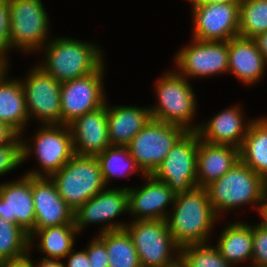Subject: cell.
I'll use <instances>...</instances> for the list:
<instances>
[{
    "label": "cell",
    "mask_w": 267,
    "mask_h": 267,
    "mask_svg": "<svg viewBox=\"0 0 267 267\" xmlns=\"http://www.w3.org/2000/svg\"><path fill=\"white\" fill-rule=\"evenodd\" d=\"M171 209L166 221L180 248L209 242L208 237L218 216L210 203L206 188L197 186L176 194Z\"/></svg>",
    "instance_id": "cell-1"
},
{
    "label": "cell",
    "mask_w": 267,
    "mask_h": 267,
    "mask_svg": "<svg viewBox=\"0 0 267 267\" xmlns=\"http://www.w3.org/2000/svg\"><path fill=\"white\" fill-rule=\"evenodd\" d=\"M42 49L45 60L37 66L60 83L93 73L104 64L103 52L90 42L56 37Z\"/></svg>",
    "instance_id": "cell-2"
},
{
    "label": "cell",
    "mask_w": 267,
    "mask_h": 267,
    "mask_svg": "<svg viewBox=\"0 0 267 267\" xmlns=\"http://www.w3.org/2000/svg\"><path fill=\"white\" fill-rule=\"evenodd\" d=\"M206 189L210 203L218 217L223 216L227 210H233L242 205H255L259 210L258 213L262 211L265 193L264 179L241 160Z\"/></svg>",
    "instance_id": "cell-3"
},
{
    "label": "cell",
    "mask_w": 267,
    "mask_h": 267,
    "mask_svg": "<svg viewBox=\"0 0 267 267\" xmlns=\"http://www.w3.org/2000/svg\"><path fill=\"white\" fill-rule=\"evenodd\" d=\"M155 87L158 104L149 108L151 117L181 126L186 131H197L199 125L192 124L198 106L197 99L188 79L175 70H169L159 77Z\"/></svg>",
    "instance_id": "cell-4"
},
{
    "label": "cell",
    "mask_w": 267,
    "mask_h": 267,
    "mask_svg": "<svg viewBox=\"0 0 267 267\" xmlns=\"http://www.w3.org/2000/svg\"><path fill=\"white\" fill-rule=\"evenodd\" d=\"M50 178L73 211L107 187L96 156L74 154Z\"/></svg>",
    "instance_id": "cell-5"
},
{
    "label": "cell",
    "mask_w": 267,
    "mask_h": 267,
    "mask_svg": "<svg viewBox=\"0 0 267 267\" xmlns=\"http://www.w3.org/2000/svg\"><path fill=\"white\" fill-rule=\"evenodd\" d=\"M32 143L34 148L22 140L23 162L30 153H35L40 170L26 173L32 177H50L59 171L74 155L71 131L68 125L46 124L35 132ZM32 147V148H31ZM35 151V152H32Z\"/></svg>",
    "instance_id": "cell-6"
},
{
    "label": "cell",
    "mask_w": 267,
    "mask_h": 267,
    "mask_svg": "<svg viewBox=\"0 0 267 267\" xmlns=\"http://www.w3.org/2000/svg\"><path fill=\"white\" fill-rule=\"evenodd\" d=\"M9 15L10 47L26 53L41 51L50 34L49 17L42 1L9 0Z\"/></svg>",
    "instance_id": "cell-7"
},
{
    "label": "cell",
    "mask_w": 267,
    "mask_h": 267,
    "mask_svg": "<svg viewBox=\"0 0 267 267\" xmlns=\"http://www.w3.org/2000/svg\"><path fill=\"white\" fill-rule=\"evenodd\" d=\"M186 132L181 126L151 118L127 148L140 170L151 175Z\"/></svg>",
    "instance_id": "cell-8"
},
{
    "label": "cell",
    "mask_w": 267,
    "mask_h": 267,
    "mask_svg": "<svg viewBox=\"0 0 267 267\" xmlns=\"http://www.w3.org/2000/svg\"><path fill=\"white\" fill-rule=\"evenodd\" d=\"M199 140L196 131H187L151 175L164 182L175 194L197 187Z\"/></svg>",
    "instance_id": "cell-9"
},
{
    "label": "cell",
    "mask_w": 267,
    "mask_h": 267,
    "mask_svg": "<svg viewBox=\"0 0 267 267\" xmlns=\"http://www.w3.org/2000/svg\"><path fill=\"white\" fill-rule=\"evenodd\" d=\"M125 229L132 238L142 267H159L180 255V247L166 220H133Z\"/></svg>",
    "instance_id": "cell-10"
},
{
    "label": "cell",
    "mask_w": 267,
    "mask_h": 267,
    "mask_svg": "<svg viewBox=\"0 0 267 267\" xmlns=\"http://www.w3.org/2000/svg\"><path fill=\"white\" fill-rule=\"evenodd\" d=\"M104 65L93 73L61 83L60 124L69 125L106 103L102 80L106 68Z\"/></svg>",
    "instance_id": "cell-11"
},
{
    "label": "cell",
    "mask_w": 267,
    "mask_h": 267,
    "mask_svg": "<svg viewBox=\"0 0 267 267\" xmlns=\"http://www.w3.org/2000/svg\"><path fill=\"white\" fill-rule=\"evenodd\" d=\"M192 41L174 56L179 75L189 79L228 72V41Z\"/></svg>",
    "instance_id": "cell-12"
},
{
    "label": "cell",
    "mask_w": 267,
    "mask_h": 267,
    "mask_svg": "<svg viewBox=\"0 0 267 267\" xmlns=\"http://www.w3.org/2000/svg\"><path fill=\"white\" fill-rule=\"evenodd\" d=\"M24 89L29 118L41 124H60L61 83L39 66L30 69L26 79L20 80Z\"/></svg>",
    "instance_id": "cell-13"
},
{
    "label": "cell",
    "mask_w": 267,
    "mask_h": 267,
    "mask_svg": "<svg viewBox=\"0 0 267 267\" xmlns=\"http://www.w3.org/2000/svg\"><path fill=\"white\" fill-rule=\"evenodd\" d=\"M192 11L194 39L229 41L239 36L240 1L200 4Z\"/></svg>",
    "instance_id": "cell-14"
},
{
    "label": "cell",
    "mask_w": 267,
    "mask_h": 267,
    "mask_svg": "<svg viewBox=\"0 0 267 267\" xmlns=\"http://www.w3.org/2000/svg\"><path fill=\"white\" fill-rule=\"evenodd\" d=\"M128 187L103 189L74 211V224L80 234L88 224L106 223L101 231L124 229L126 223L115 222L121 214H128ZM113 220V221H112Z\"/></svg>",
    "instance_id": "cell-15"
},
{
    "label": "cell",
    "mask_w": 267,
    "mask_h": 267,
    "mask_svg": "<svg viewBox=\"0 0 267 267\" xmlns=\"http://www.w3.org/2000/svg\"><path fill=\"white\" fill-rule=\"evenodd\" d=\"M32 197L35 208V227L38 229L74 224L73 209L61 198L55 183L50 177H32Z\"/></svg>",
    "instance_id": "cell-16"
},
{
    "label": "cell",
    "mask_w": 267,
    "mask_h": 267,
    "mask_svg": "<svg viewBox=\"0 0 267 267\" xmlns=\"http://www.w3.org/2000/svg\"><path fill=\"white\" fill-rule=\"evenodd\" d=\"M147 183L141 187L128 188V213L134 220H166L169 213L165 211L173 205L175 193L164 182L152 175L143 176Z\"/></svg>",
    "instance_id": "cell-17"
},
{
    "label": "cell",
    "mask_w": 267,
    "mask_h": 267,
    "mask_svg": "<svg viewBox=\"0 0 267 267\" xmlns=\"http://www.w3.org/2000/svg\"><path fill=\"white\" fill-rule=\"evenodd\" d=\"M0 216L30 233L35 227L32 176L0 184Z\"/></svg>",
    "instance_id": "cell-18"
},
{
    "label": "cell",
    "mask_w": 267,
    "mask_h": 267,
    "mask_svg": "<svg viewBox=\"0 0 267 267\" xmlns=\"http://www.w3.org/2000/svg\"><path fill=\"white\" fill-rule=\"evenodd\" d=\"M68 126L74 154L96 156L111 146L107 127V102L80 116Z\"/></svg>",
    "instance_id": "cell-19"
},
{
    "label": "cell",
    "mask_w": 267,
    "mask_h": 267,
    "mask_svg": "<svg viewBox=\"0 0 267 267\" xmlns=\"http://www.w3.org/2000/svg\"><path fill=\"white\" fill-rule=\"evenodd\" d=\"M244 122L241 107L235 105L216 114L207 124H200L196 132L204 142L240 148L251 123Z\"/></svg>",
    "instance_id": "cell-20"
},
{
    "label": "cell",
    "mask_w": 267,
    "mask_h": 267,
    "mask_svg": "<svg viewBox=\"0 0 267 267\" xmlns=\"http://www.w3.org/2000/svg\"><path fill=\"white\" fill-rule=\"evenodd\" d=\"M228 58V72L242 83L255 84L264 76L266 62L252 38H231L228 41Z\"/></svg>",
    "instance_id": "cell-21"
},
{
    "label": "cell",
    "mask_w": 267,
    "mask_h": 267,
    "mask_svg": "<svg viewBox=\"0 0 267 267\" xmlns=\"http://www.w3.org/2000/svg\"><path fill=\"white\" fill-rule=\"evenodd\" d=\"M239 160V148L211 144L200 139L197 154V186L206 188L228 172Z\"/></svg>",
    "instance_id": "cell-22"
},
{
    "label": "cell",
    "mask_w": 267,
    "mask_h": 267,
    "mask_svg": "<svg viewBox=\"0 0 267 267\" xmlns=\"http://www.w3.org/2000/svg\"><path fill=\"white\" fill-rule=\"evenodd\" d=\"M149 107L108 106L107 127L111 146L127 147L133 137L151 120Z\"/></svg>",
    "instance_id": "cell-23"
},
{
    "label": "cell",
    "mask_w": 267,
    "mask_h": 267,
    "mask_svg": "<svg viewBox=\"0 0 267 267\" xmlns=\"http://www.w3.org/2000/svg\"><path fill=\"white\" fill-rule=\"evenodd\" d=\"M7 77L6 74L0 80V121L22 135L24 127L30 121L24 89L19 78L13 80Z\"/></svg>",
    "instance_id": "cell-24"
},
{
    "label": "cell",
    "mask_w": 267,
    "mask_h": 267,
    "mask_svg": "<svg viewBox=\"0 0 267 267\" xmlns=\"http://www.w3.org/2000/svg\"><path fill=\"white\" fill-rule=\"evenodd\" d=\"M239 156L255 173L267 178V117L251 120Z\"/></svg>",
    "instance_id": "cell-25"
},
{
    "label": "cell",
    "mask_w": 267,
    "mask_h": 267,
    "mask_svg": "<svg viewBox=\"0 0 267 267\" xmlns=\"http://www.w3.org/2000/svg\"><path fill=\"white\" fill-rule=\"evenodd\" d=\"M216 245L222 257L232 265L244 261L252 262L253 236L252 226L243 221L230 223L222 230Z\"/></svg>",
    "instance_id": "cell-26"
},
{
    "label": "cell",
    "mask_w": 267,
    "mask_h": 267,
    "mask_svg": "<svg viewBox=\"0 0 267 267\" xmlns=\"http://www.w3.org/2000/svg\"><path fill=\"white\" fill-rule=\"evenodd\" d=\"M76 234L79 233L75 224H63L38 229L30 237V248L34 247L33 241L38 237L40 238L39 242L37 245H34L37 246L41 253L43 252L46 254L43 258L62 260L66 258L67 254L73 249Z\"/></svg>",
    "instance_id": "cell-27"
},
{
    "label": "cell",
    "mask_w": 267,
    "mask_h": 267,
    "mask_svg": "<svg viewBox=\"0 0 267 267\" xmlns=\"http://www.w3.org/2000/svg\"><path fill=\"white\" fill-rule=\"evenodd\" d=\"M97 237L106 246L108 267H142L132 238L125 228L101 233Z\"/></svg>",
    "instance_id": "cell-28"
},
{
    "label": "cell",
    "mask_w": 267,
    "mask_h": 267,
    "mask_svg": "<svg viewBox=\"0 0 267 267\" xmlns=\"http://www.w3.org/2000/svg\"><path fill=\"white\" fill-rule=\"evenodd\" d=\"M103 180L108 186L111 179L115 177H127L140 171L142 176L145 174L137 166L135 159L131 156L127 147L110 146L102 153L96 155Z\"/></svg>",
    "instance_id": "cell-29"
},
{
    "label": "cell",
    "mask_w": 267,
    "mask_h": 267,
    "mask_svg": "<svg viewBox=\"0 0 267 267\" xmlns=\"http://www.w3.org/2000/svg\"><path fill=\"white\" fill-rule=\"evenodd\" d=\"M30 249L29 233L0 216V262L22 257Z\"/></svg>",
    "instance_id": "cell-30"
},
{
    "label": "cell",
    "mask_w": 267,
    "mask_h": 267,
    "mask_svg": "<svg viewBox=\"0 0 267 267\" xmlns=\"http://www.w3.org/2000/svg\"><path fill=\"white\" fill-rule=\"evenodd\" d=\"M267 32V0H240L239 37L254 39Z\"/></svg>",
    "instance_id": "cell-31"
},
{
    "label": "cell",
    "mask_w": 267,
    "mask_h": 267,
    "mask_svg": "<svg viewBox=\"0 0 267 267\" xmlns=\"http://www.w3.org/2000/svg\"><path fill=\"white\" fill-rule=\"evenodd\" d=\"M180 255L186 267H231L212 244H191L180 248Z\"/></svg>",
    "instance_id": "cell-32"
},
{
    "label": "cell",
    "mask_w": 267,
    "mask_h": 267,
    "mask_svg": "<svg viewBox=\"0 0 267 267\" xmlns=\"http://www.w3.org/2000/svg\"><path fill=\"white\" fill-rule=\"evenodd\" d=\"M23 163L22 137L17 135L10 143L0 146V175H4Z\"/></svg>",
    "instance_id": "cell-33"
},
{
    "label": "cell",
    "mask_w": 267,
    "mask_h": 267,
    "mask_svg": "<svg viewBox=\"0 0 267 267\" xmlns=\"http://www.w3.org/2000/svg\"><path fill=\"white\" fill-rule=\"evenodd\" d=\"M253 254L250 267H267V224L261 220L252 226Z\"/></svg>",
    "instance_id": "cell-34"
},
{
    "label": "cell",
    "mask_w": 267,
    "mask_h": 267,
    "mask_svg": "<svg viewBox=\"0 0 267 267\" xmlns=\"http://www.w3.org/2000/svg\"><path fill=\"white\" fill-rule=\"evenodd\" d=\"M9 0H0V57L7 59L8 50H11L9 40Z\"/></svg>",
    "instance_id": "cell-35"
},
{
    "label": "cell",
    "mask_w": 267,
    "mask_h": 267,
    "mask_svg": "<svg viewBox=\"0 0 267 267\" xmlns=\"http://www.w3.org/2000/svg\"><path fill=\"white\" fill-rule=\"evenodd\" d=\"M91 267H108L109 259L105 244L96 236L85 249Z\"/></svg>",
    "instance_id": "cell-36"
},
{
    "label": "cell",
    "mask_w": 267,
    "mask_h": 267,
    "mask_svg": "<svg viewBox=\"0 0 267 267\" xmlns=\"http://www.w3.org/2000/svg\"><path fill=\"white\" fill-rule=\"evenodd\" d=\"M66 267H91L88 255L86 250H81L75 252V249H72L66 256ZM68 260V261H67Z\"/></svg>",
    "instance_id": "cell-37"
},
{
    "label": "cell",
    "mask_w": 267,
    "mask_h": 267,
    "mask_svg": "<svg viewBox=\"0 0 267 267\" xmlns=\"http://www.w3.org/2000/svg\"><path fill=\"white\" fill-rule=\"evenodd\" d=\"M34 260L30 258V252L22 257L0 262V267H35Z\"/></svg>",
    "instance_id": "cell-38"
},
{
    "label": "cell",
    "mask_w": 267,
    "mask_h": 267,
    "mask_svg": "<svg viewBox=\"0 0 267 267\" xmlns=\"http://www.w3.org/2000/svg\"><path fill=\"white\" fill-rule=\"evenodd\" d=\"M17 135L10 126L0 121V146L10 143Z\"/></svg>",
    "instance_id": "cell-39"
},
{
    "label": "cell",
    "mask_w": 267,
    "mask_h": 267,
    "mask_svg": "<svg viewBox=\"0 0 267 267\" xmlns=\"http://www.w3.org/2000/svg\"><path fill=\"white\" fill-rule=\"evenodd\" d=\"M254 40L256 41V44L258 46V49L264 56L266 65H267V32L261 33L257 35Z\"/></svg>",
    "instance_id": "cell-40"
},
{
    "label": "cell",
    "mask_w": 267,
    "mask_h": 267,
    "mask_svg": "<svg viewBox=\"0 0 267 267\" xmlns=\"http://www.w3.org/2000/svg\"><path fill=\"white\" fill-rule=\"evenodd\" d=\"M42 261L36 264L35 267H66L62 260L59 259H46L42 258Z\"/></svg>",
    "instance_id": "cell-41"
},
{
    "label": "cell",
    "mask_w": 267,
    "mask_h": 267,
    "mask_svg": "<svg viewBox=\"0 0 267 267\" xmlns=\"http://www.w3.org/2000/svg\"><path fill=\"white\" fill-rule=\"evenodd\" d=\"M159 267H186V265L181 255H179L171 262L163 264Z\"/></svg>",
    "instance_id": "cell-42"
},
{
    "label": "cell",
    "mask_w": 267,
    "mask_h": 267,
    "mask_svg": "<svg viewBox=\"0 0 267 267\" xmlns=\"http://www.w3.org/2000/svg\"><path fill=\"white\" fill-rule=\"evenodd\" d=\"M8 60L4 57H0V80L7 74Z\"/></svg>",
    "instance_id": "cell-43"
},
{
    "label": "cell",
    "mask_w": 267,
    "mask_h": 267,
    "mask_svg": "<svg viewBox=\"0 0 267 267\" xmlns=\"http://www.w3.org/2000/svg\"><path fill=\"white\" fill-rule=\"evenodd\" d=\"M260 217H262V221L267 224V194H264L263 206L262 211L260 213Z\"/></svg>",
    "instance_id": "cell-44"
},
{
    "label": "cell",
    "mask_w": 267,
    "mask_h": 267,
    "mask_svg": "<svg viewBox=\"0 0 267 267\" xmlns=\"http://www.w3.org/2000/svg\"><path fill=\"white\" fill-rule=\"evenodd\" d=\"M240 0H200V4H214V3H227Z\"/></svg>",
    "instance_id": "cell-45"
},
{
    "label": "cell",
    "mask_w": 267,
    "mask_h": 267,
    "mask_svg": "<svg viewBox=\"0 0 267 267\" xmlns=\"http://www.w3.org/2000/svg\"><path fill=\"white\" fill-rule=\"evenodd\" d=\"M188 1H190L191 5H192L191 8H194L198 5H200V0H188Z\"/></svg>",
    "instance_id": "cell-46"
},
{
    "label": "cell",
    "mask_w": 267,
    "mask_h": 267,
    "mask_svg": "<svg viewBox=\"0 0 267 267\" xmlns=\"http://www.w3.org/2000/svg\"><path fill=\"white\" fill-rule=\"evenodd\" d=\"M264 184H265V193L264 194H267V178L264 179Z\"/></svg>",
    "instance_id": "cell-47"
}]
</instances>
